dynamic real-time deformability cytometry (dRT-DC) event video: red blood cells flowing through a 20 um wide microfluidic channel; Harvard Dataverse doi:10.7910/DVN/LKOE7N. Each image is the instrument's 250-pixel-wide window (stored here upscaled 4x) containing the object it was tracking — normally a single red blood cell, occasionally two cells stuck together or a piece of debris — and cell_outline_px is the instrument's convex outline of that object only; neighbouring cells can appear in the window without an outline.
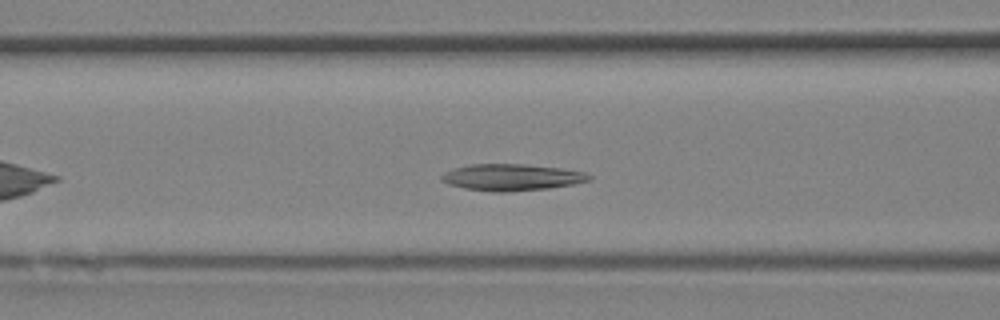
{"species": "Egyptian fruit bat (a non-hibernating species)", "species_latin": "Rousettus aegyptiacus", "temperature_condition": "room temperature", "stored_images_in_passage": 15, "camera_frame_rate_fps": 3000, "um_per_image_px": 0.085, "animal": {"sex": "female"}, "frame": {"image": 1, "passage_image": 5, "time_ms": 1.333, "image_size_px": [1000, 320], "cell_outline_px": [[592, 180], [572, 184], [548, 188], [504, 192], [492, 192], [464, 188], [448, 184], [440, 180], [440, 176], [444, 172], [456, 168], [472, 164], [524, 164], [560, 168], [584, 172], [592, 176]], "centroid_in_image_um": [43.48, 15.07], "position_along_channel_um": 123.1, "area_um2": 22.77}}
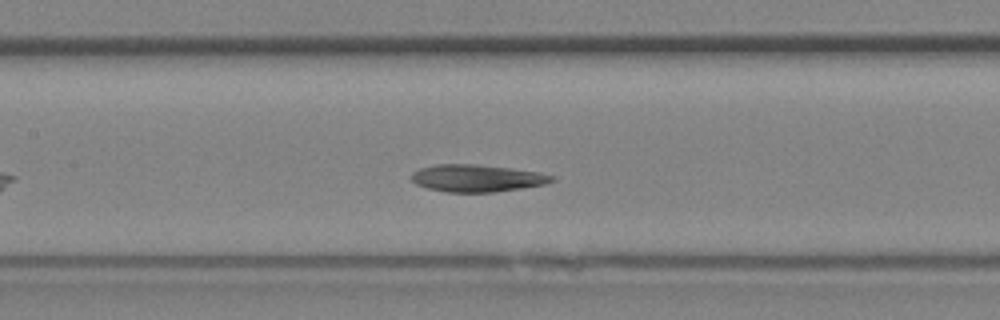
{"frame": {"image": 2, "passage_image": 7, "time_ms": 2.0, "image_size_px": [1000, 320], "cell_outline_px": [[552, 180], [544, 184], [496, 192], [448, 192], [428, 188], [416, 184], [412, 180], [412, 172], [420, 168], [436, 164], [476, 164], [512, 168], [536, 172], [552, 176]], "centroid_in_image_um": [40.48, 15.14], "position_along_channel_um": 166.9, "area_um2": 21.96}}
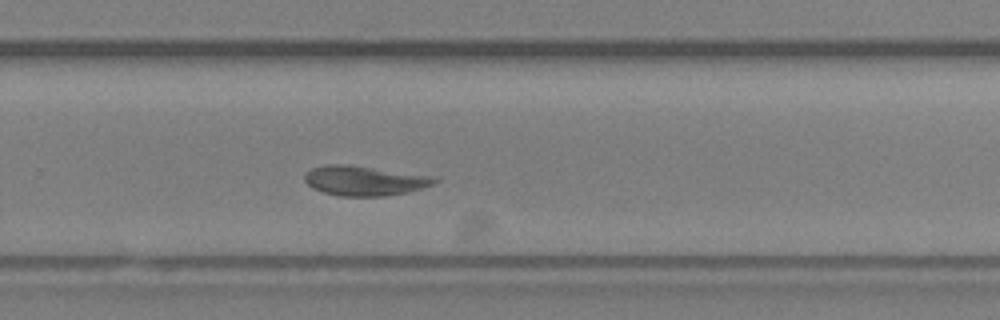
{"frame": {"image": 3, "passage_image": 13, "time_ms": 4.0, "image_size_px": [1000, 320], "cell_outline_px": [[440, 180], [432, 184], [408, 192], [384, 196], [340, 196], [324, 192], [312, 188], [304, 180], [304, 172], [312, 168], [324, 164], [348, 164], [440, 176]], "centroid_in_image_um": [31.01, 15.34], "position_along_channel_um": 298.8, "area_um2": 22.95}}